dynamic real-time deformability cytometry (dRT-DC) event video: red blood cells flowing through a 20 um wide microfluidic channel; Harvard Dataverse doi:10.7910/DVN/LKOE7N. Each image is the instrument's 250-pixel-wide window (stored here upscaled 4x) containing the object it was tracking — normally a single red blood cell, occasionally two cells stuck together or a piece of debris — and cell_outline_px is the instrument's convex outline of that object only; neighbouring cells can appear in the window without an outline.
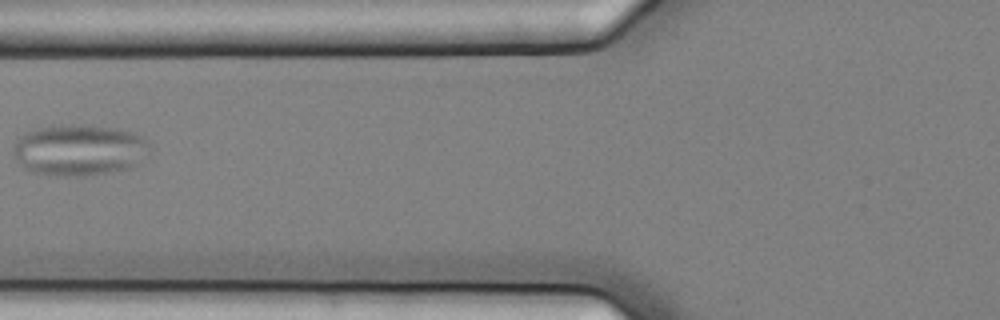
{"species": "common noctule bat (a hibernating species)", "species_latin": "Nyctalus noctula", "temperature_condition": "cold", "stored_images_in_passage": 3, "camera_frame_rate_fps": 3000, "um_per_image_px": 0.085, "animal": {"sex": "female", "body_mass_g": 25.1}, "frame": {"image": 1, "passage_image": 2, "time_ms": 0.333, "image_size_px": [1000, 320], "cell_outline_px": [[148, 148], [136, 164], [128, 168], [108, 172], [84, 176], [56, 176], [36, 172], [24, 168], [20, 164], [12, 152], [12, 148], [16, 140], [24, 132], [36, 128], [68, 124], [84, 124], [112, 128], [132, 132], [144, 136], [148, 144]], "centroid_in_image_um": [6.66, 12.73], "position_along_channel_um": 119.1, "area_um2": 40.58}}